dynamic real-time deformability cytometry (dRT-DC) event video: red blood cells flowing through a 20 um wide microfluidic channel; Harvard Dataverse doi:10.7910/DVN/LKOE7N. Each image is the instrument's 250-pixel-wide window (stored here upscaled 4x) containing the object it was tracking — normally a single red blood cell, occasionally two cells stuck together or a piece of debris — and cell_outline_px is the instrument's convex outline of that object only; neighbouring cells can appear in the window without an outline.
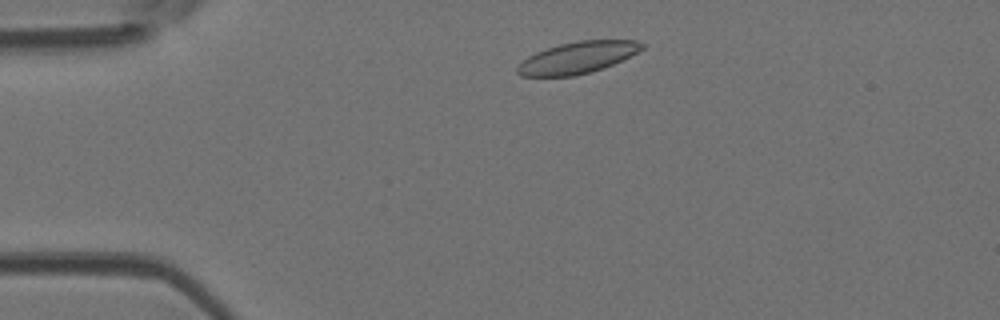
{"species": "Egyptian fruit bat (a non-hibernating species)", "species_latin": "Rousettus aegyptiacus", "temperature_condition": "room temperature", "stored_images_in_passage": 45, "camera_frame_rate_fps": 3000, "um_per_image_px": 0.085, "animal": {"sex": "female"}, "frame": {"image": 1, "passage_image": 4, "time_ms": 1.0, "image_size_px": [1000, 320], "cell_outline_px": [[644, 48], [612, 64], [592, 72], [572, 76], [520, 76], [516, 72], [516, 68], [528, 56], [536, 52], [560, 44], [576, 40], [636, 40], [644, 44]], "centroid_in_image_um": [49.06, 4.89], "position_along_channel_um": 35.9, "area_um2": 22.72}}
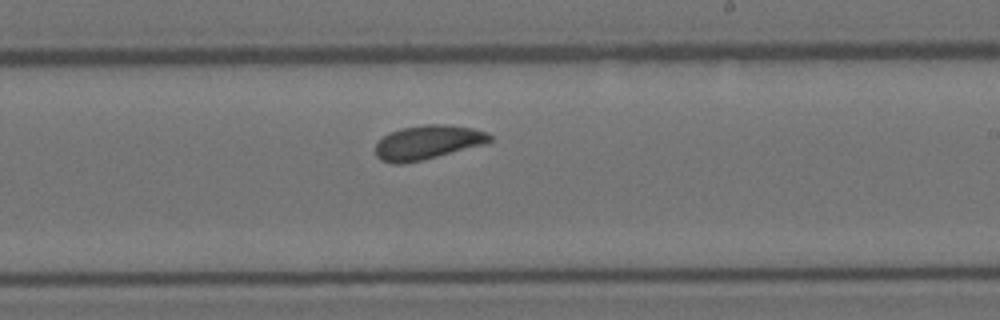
{"frame": {"image": 2, "passage_image": 24, "time_ms": 7.667, "image_size_px": [1000, 320], "cell_outline_px": [[492, 140], [484, 144], [424, 160], [404, 164], [392, 164], [380, 160], [376, 156], [376, 144], [384, 136], [400, 128], [424, 124], [444, 124], [472, 128], [488, 132], [492, 136]], "centroid_in_image_um": [36.35, 12.11], "position_along_channel_um": 252.7, "area_um2": 22.83}}
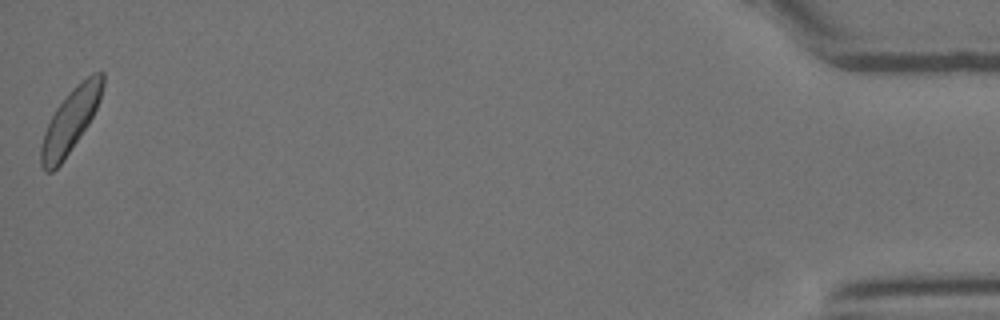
{"frame": {"image": 3, "passage_image": 45, "time_ms": 14.667, "image_size_px": [1000, 320], "cell_outline_px": [[104, 84], [100, 100], [88, 124], [64, 160], [52, 172], [44, 172], [40, 164], [40, 148], [44, 132], [56, 108], [72, 88], [76, 84], [92, 72], [104, 72]], "centroid_in_image_um": [5.98, 10.25], "position_along_channel_um": 429.2, "area_um2": 22.66}, "authors_computed_cell_mechanics": {"area_um2": 22.4842, "velocity_mm_per_s": 3.8656, "shape_relaxation_time_tau1_ms": 3.3904, "shape_relaxation_time_tau2_ms": null, "deformation_change_tau1": 0.0827, "deformation_change_tau2": null}}